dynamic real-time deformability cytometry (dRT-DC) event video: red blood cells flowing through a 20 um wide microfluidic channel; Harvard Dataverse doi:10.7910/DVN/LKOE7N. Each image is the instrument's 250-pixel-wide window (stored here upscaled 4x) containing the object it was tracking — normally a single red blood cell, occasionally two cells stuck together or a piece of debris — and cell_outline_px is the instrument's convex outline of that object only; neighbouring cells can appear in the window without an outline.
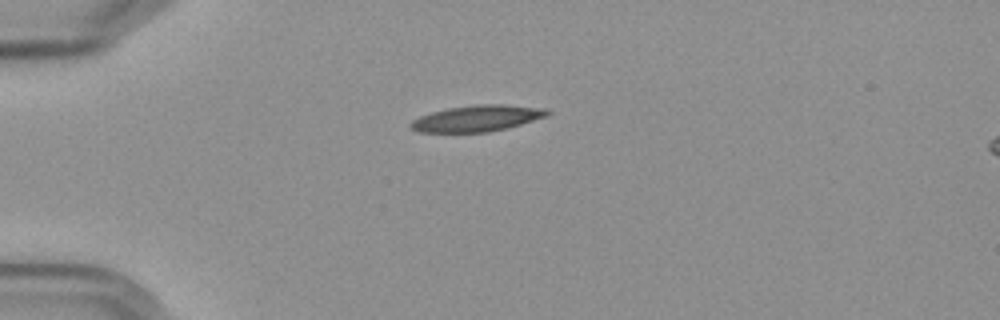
{"species": "Egyptian fruit bat (a non-hibernating species)", "species_latin": "Rousettus aegyptiacus", "temperature_condition": "cold", "stored_images_in_passage": 43, "camera_frame_rate_fps": 3000, "um_per_image_px": 0.085, "frame": {"image": 1, "passage_image": 1, "time_ms": 0.0, "image_size_px": [1000, 320], "cell_outline_px": [[552, 112], [548, 116], [520, 124], [488, 132], [420, 132], [412, 128], [408, 124], [412, 120], [420, 116], [432, 112], [448, 108], [476, 104], [504, 104], [548, 108]], "centroid_in_image_um": [40.59, 10.04], "position_along_channel_um": 44.4, "area_um2": 20.87}}
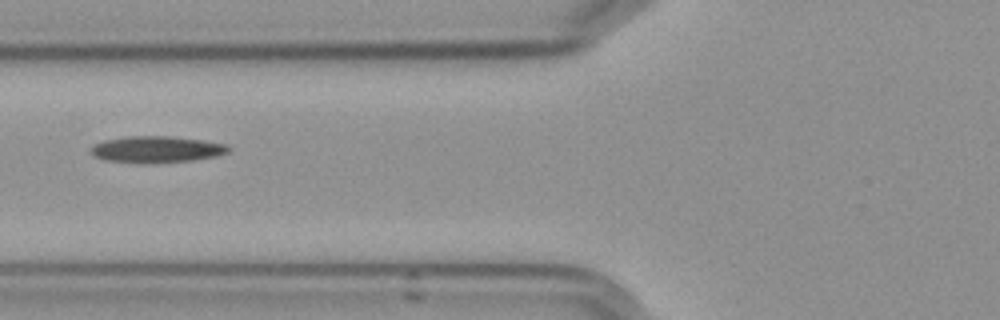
{"frame": {"image": 2, "passage_image": 9, "time_ms": 2.667, "image_size_px": [1000, 320], "cell_outline_px": [[232, 148], [228, 152], [216, 156], [192, 160], [152, 164], [104, 160], [92, 156], [88, 148], [104, 140], [128, 136], [168, 136], [204, 140], [228, 144]], "centroid_in_image_um": [13.3, 12.7], "position_along_channel_um": 112.5, "area_um2": 21.56}}
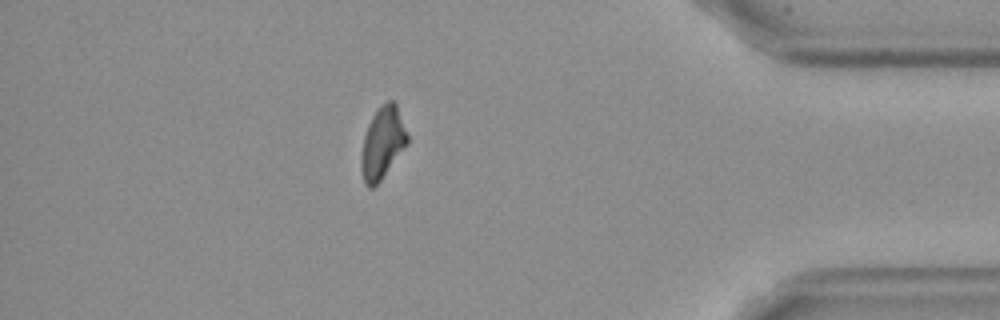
{"frame": {"image": 3, "passage_image": 36, "time_ms": 11.667, "image_size_px": [1000, 320], "cell_outline_px": [[408, 144], [380, 180], [372, 188], [368, 188], [364, 184], [360, 168], [360, 156], [364, 136], [368, 124], [376, 108], [380, 104], [388, 100], [392, 100], [396, 104], [408, 136]], "centroid_in_image_um": [32.48, 12.14], "position_along_channel_um": 402.7, "area_um2": 19.42}}